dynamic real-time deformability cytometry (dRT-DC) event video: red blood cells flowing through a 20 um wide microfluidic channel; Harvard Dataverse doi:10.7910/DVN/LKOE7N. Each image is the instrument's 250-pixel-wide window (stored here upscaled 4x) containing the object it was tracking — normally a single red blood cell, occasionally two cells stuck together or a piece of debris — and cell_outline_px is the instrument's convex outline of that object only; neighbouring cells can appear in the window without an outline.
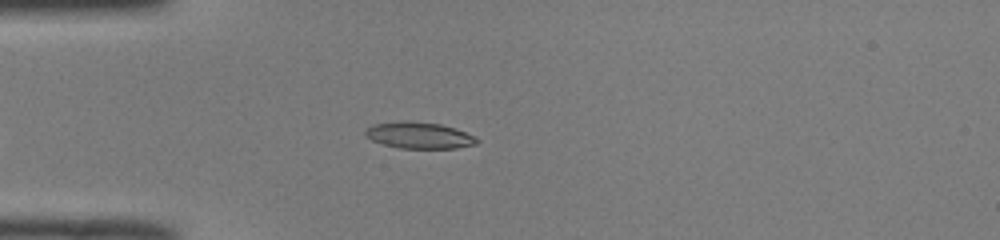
{"species": "common noctule bat (a hibernating species)", "species_latin": "Nyctalus noctula", "temperature_condition": "room temperature", "stored_images_in_passage": 40, "camera_frame_rate_fps": 3000, "um_per_image_px": 0.085, "animal": {"sex": "male", "body_mass_g": 19.0, "forearm_length_mm": 50.8}, "frame": {"image": 1, "passage_image": 4, "time_ms": 1.0, "image_size_px": [1000, 240], "cell_outline_px": [[480, 140], [476, 144], [456, 148], [400, 148], [384, 144], [372, 140], [364, 136], [364, 128], [372, 124], [440, 124], [456, 128], [476, 136]], "centroid_in_image_um": [35.68, 11.55], "position_along_channel_um": 49.3, "area_um2": 16.42}}
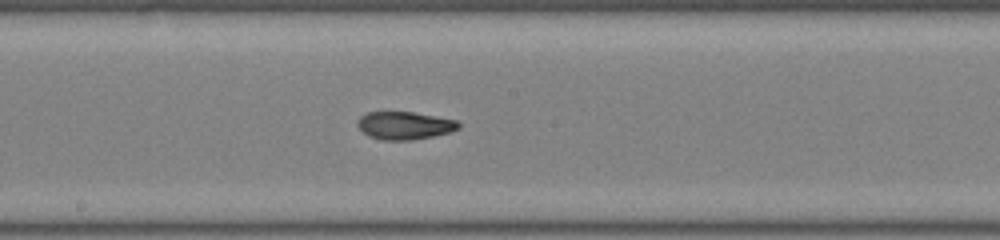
{"frame": {"image": 2, "passage_image": 17, "time_ms": 5.333, "image_size_px": [1000, 240], "cell_outline_px": [[460, 128], [448, 132], [432, 136], [412, 140], [380, 140], [368, 136], [356, 124], [360, 116], [368, 112], [412, 112], [456, 120], [460, 124]], "centroid_in_image_um": [34.36, 10.67], "position_along_channel_um": 213.8, "area_um2": 16.24}}
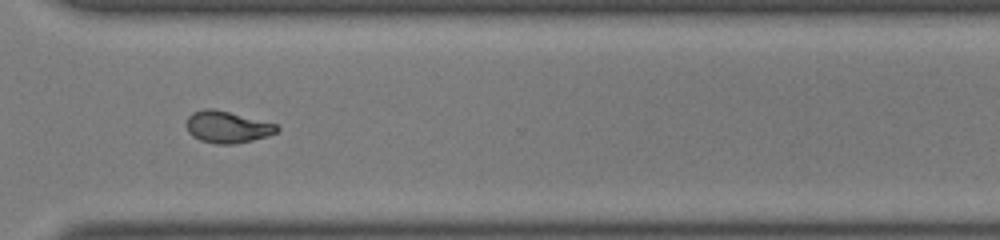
{"frame": {"image": 3, "passage_image": 27, "time_ms": 8.667, "image_size_px": [1000, 240], "cell_outline_px": [[280, 128], [276, 132], [268, 136], [236, 144], [216, 144], [200, 140], [192, 136], [188, 132], [184, 124], [188, 116], [192, 112], [204, 108], [212, 108], [276, 124]], "centroid_in_image_um": [19.26, 10.8], "position_along_channel_um": 351.3, "area_um2": 16.82}, "authors_computed_cell_mechanics": {"area_um2": 16.6464, "velocity_mm_per_s": 4.1058, "shape_relaxation_time_tau1_ms": null, "shape_relaxation_time_tau2_ms": 2.199, "deformation_change_tau1": null, "deformation_change_tau2": 0.0849}}